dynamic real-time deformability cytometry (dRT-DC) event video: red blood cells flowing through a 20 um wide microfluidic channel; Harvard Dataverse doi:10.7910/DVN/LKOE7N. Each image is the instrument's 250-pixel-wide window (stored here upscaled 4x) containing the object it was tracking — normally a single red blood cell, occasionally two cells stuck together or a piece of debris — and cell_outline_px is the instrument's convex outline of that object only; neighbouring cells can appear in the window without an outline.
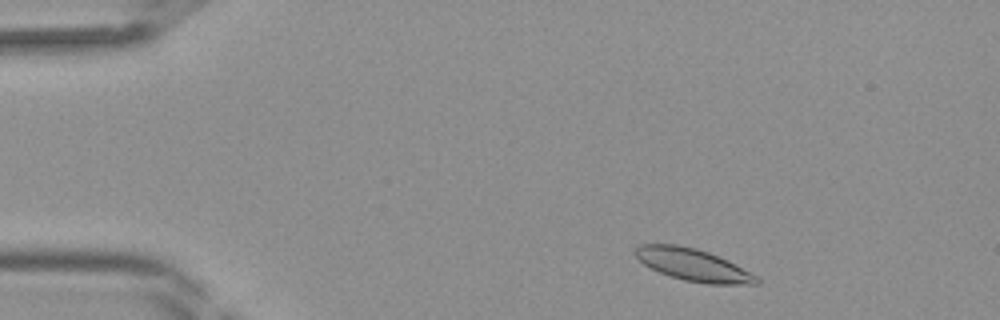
{"species": "Egyptian fruit bat (a non-hibernating species)", "species_latin": "Rousettus aegyptiacus", "temperature_condition": "room temperature", "stored_images_in_passage": 39, "camera_frame_rate_fps": 3000, "um_per_image_px": 0.085, "frame": {"image": 1, "passage_image": 3, "time_ms": 0.667, "image_size_px": [1000, 320], "cell_outline_px": [[760, 284], [708, 284], [684, 280], [660, 272], [644, 264], [632, 252], [640, 244], [676, 244], [696, 248], [708, 252], [756, 276], [760, 280]], "centroid_in_image_um": [58.86, 22.5], "position_along_channel_um": 26.1, "area_um2": 22.2}}
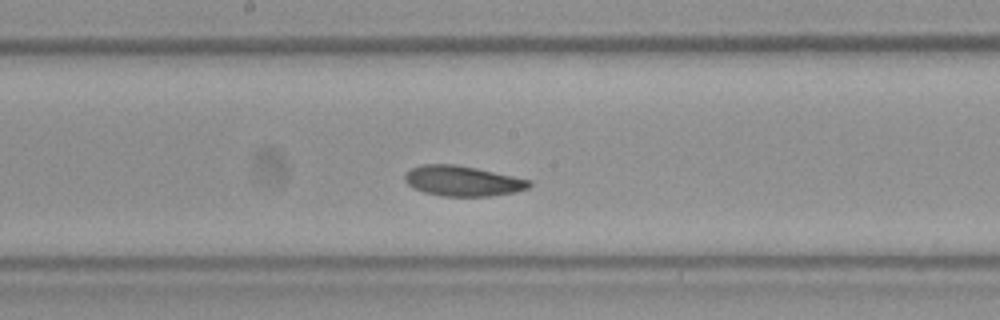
{"frame": {"image": 2, "passage_image": 19, "time_ms": 6.0, "image_size_px": [1000, 320], "cell_outline_px": [[532, 184], [528, 188], [516, 192], [488, 196], [444, 196], [424, 192], [412, 188], [404, 180], [404, 176], [412, 168], [420, 164], [456, 164], [476, 168], [532, 180]], "centroid_in_image_um": [39.33, 15.38], "position_along_channel_um": 208.9, "area_um2": 21.96}}
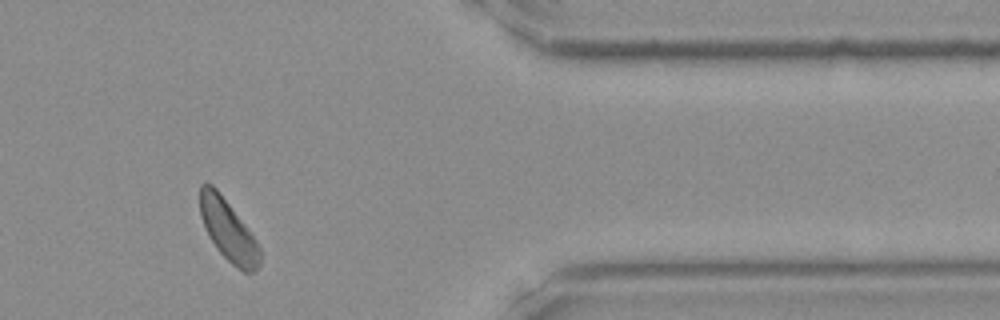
{"frame": {"image": 3, "passage_image": 32, "time_ms": 10.333, "image_size_px": [1000, 320], "cell_outline_px": [[260, 264], [256, 272], [244, 272], [236, 268], [216, 248], [208, 236], [204, 228], [200, 216], [200, 184], [212, 184], [216, 188], [244, 224], [260, 248]], "centroid_in_image_um": [19.37, 19.61], "position_along_channel_um": 392.0, "area_um2": 21.04}}